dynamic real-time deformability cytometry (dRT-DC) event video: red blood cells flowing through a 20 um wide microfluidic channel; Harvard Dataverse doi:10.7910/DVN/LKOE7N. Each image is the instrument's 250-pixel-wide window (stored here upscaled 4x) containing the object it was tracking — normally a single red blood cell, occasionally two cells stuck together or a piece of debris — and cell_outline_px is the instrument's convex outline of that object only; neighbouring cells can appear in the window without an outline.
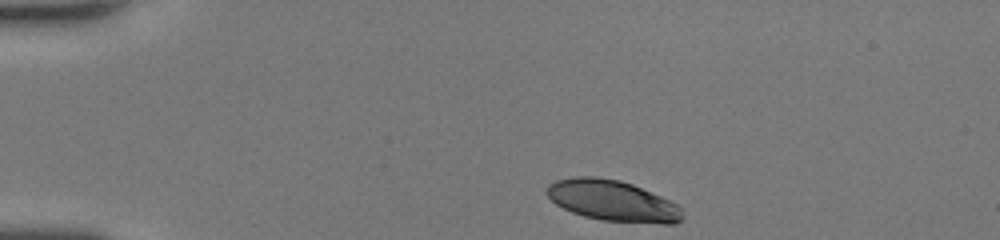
{"species": "human", "species_latin": "Homo sapiens", "temperature_condition": "room temperature", "stored_images_in_passage": 39, "camera_frame_rate_fps": 3000, "um_per_image_px": 0.085, "donor": {"sex": "female"}, "frame": {"image": 1, "passage_image": 1, "time_ms": 0.0, "image_size_px": [1000, 240], "cell_outline_px": [[684, 216], [680, 220], [672, 224], [664, 224], [600, 220], [584, 216], [572, 212], [556, 204], [544, 192], [548, 184], [556, 180], [576, 176], [596, 176], [620, 180], [632, 184], [660, 196], [676, 204], [680, 208]], "centroid_in_image_um": [52.04, 17.05], "position_along_channel_um": 33.0, "area_um2": 32.31}}
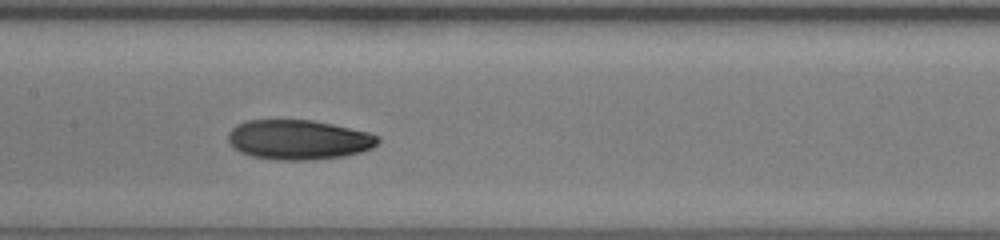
{"frame": {"image": 2, "passage_image": 16, "time_ms": 5.0, "image_size_px": [1000, 240], "cell_outline_px": [[380, 140], [372, 148], [360, 152], [344, 156], [312, 160], [276, 160], [252, 156], [240, 152], [232, 148], [228, 140], [228, 132], [236, 124], [248, 120], [312, 120], [332, 124], [368, 132], [380, 136]], "centroid_in_image_um": [25.36, 11.88], "position_along_channel_um": 182.0, "area_um2": 34.85}}
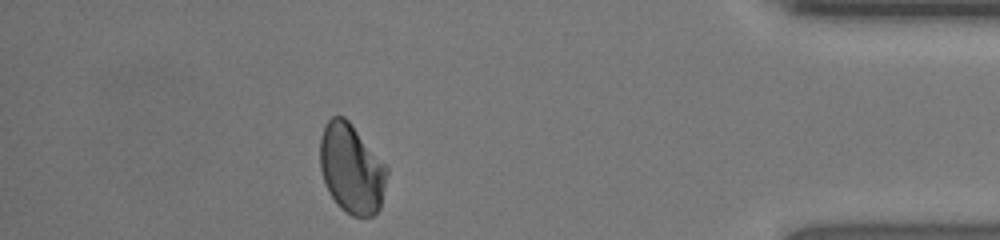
{"frame": {"image": 3, "passage_image": 34, "time_ms": 11.0, "image_size_px": [1000, 240], "cell_outline_px": [[388, 172], [380, 208], [372, 216], [352, 216], [340, 208], [336, 204], [328, 192], [320, 168], [320, 136], [324, 124], [332, 116], [344, 116], [348, 120], [388, 168]], "centroid_in_image_um": [29.85, 14.34], "position_along_channel_um": 405.3, "area_um2": 34.85}, "authors_computed_cell_mechanics": {"area_um2": 34.8534, "velocity_mm_per_s": 4.3781, "shape_relaxation_time_tau1_ms": 4.8112, "shape_relaxation_time_tau2_ms": 3.0631, "deformation_change_tau1": 0.1411, "deformation_change_tau2": 0.0601}}